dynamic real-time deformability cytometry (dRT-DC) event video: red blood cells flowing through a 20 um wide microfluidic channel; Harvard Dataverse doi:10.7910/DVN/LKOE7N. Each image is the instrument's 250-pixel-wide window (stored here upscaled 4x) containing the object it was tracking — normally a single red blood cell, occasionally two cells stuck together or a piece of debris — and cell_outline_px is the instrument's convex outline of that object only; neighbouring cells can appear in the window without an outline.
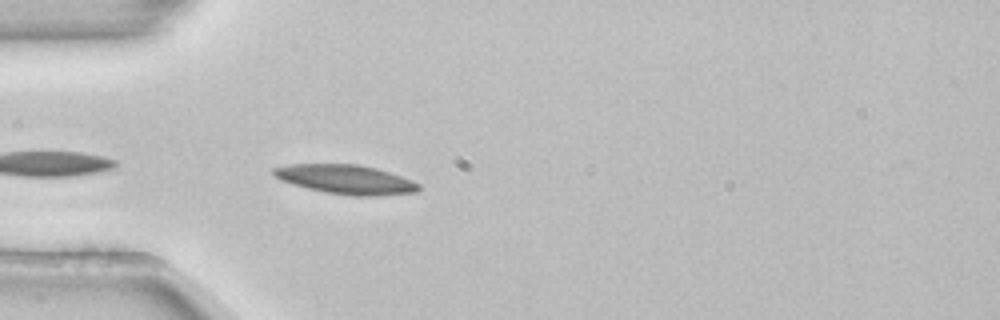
{"species": "common noctule bat (a hibernating species)", "species_latin": "Nyctalus noctula", "temperature_condition": "room temperature", "stored_images_in_passage": 10, "camera_frame_rate_fps": 3000, "um_per_image_px": 0.085, "animal": {"sex": "female", "body_mass_g": 22.7, "forearm_length_mm": 54.2}, "frame": {"image": 1, "passage_image": 2, "time_ms": 0.333, "image_size_px": [1000, 320], "cell_outline_px": [[420, 188], [416, 192], [380, 196], [352, 196], [328, 192], [308, 188], [292, 184], [280, 180], [272, 172], [272, 168], [288, 164], [356, 164], [376, 168], [412, 180], [420, 184]], "centroid_in_image_um": [29.4, 15.25], "position_along_channel_um": 55.6, "area_um2": 24.62}}